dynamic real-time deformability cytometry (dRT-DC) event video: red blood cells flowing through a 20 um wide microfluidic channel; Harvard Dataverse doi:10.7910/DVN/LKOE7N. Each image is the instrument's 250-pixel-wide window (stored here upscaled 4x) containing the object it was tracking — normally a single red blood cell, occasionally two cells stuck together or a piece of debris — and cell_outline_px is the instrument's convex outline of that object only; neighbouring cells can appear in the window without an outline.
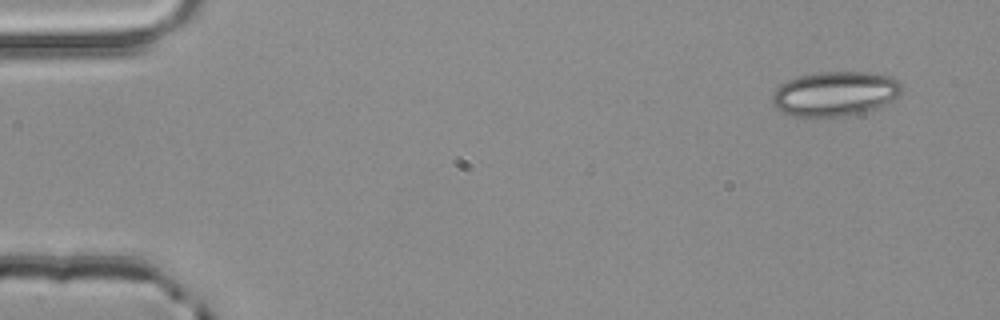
{"species": "common noctule bat (a hibernating species)", "species_latin": "Nyctalus noctula", "temperature_condition": "room temperature", "stored_images_in_passage": 3, "camera_frame_rate_fps": 3000, "um_per_image_px": 0.085, "animal": {"sex": "male", "body_mass_g": 20.4}, "frame": {"image": 1, "passage_image": 1, "time_ms": 0.0, "image_size_px": [1000, 320], "cell_outline_px": [[904, 88], [896, 96], [876, 108], [868, 112], [836, 116], [792, 116], [776, 108], [772, 104], [772, 96], [776, 88], [780, 84], [788, 80], [800, 76], [820, 72], [868, 72], [888, 76], [900, 80]], "centroid_in_image_um": [70.97, 7.96], "position_along_channel_um": 14.0, "area_um2": 33.47}}